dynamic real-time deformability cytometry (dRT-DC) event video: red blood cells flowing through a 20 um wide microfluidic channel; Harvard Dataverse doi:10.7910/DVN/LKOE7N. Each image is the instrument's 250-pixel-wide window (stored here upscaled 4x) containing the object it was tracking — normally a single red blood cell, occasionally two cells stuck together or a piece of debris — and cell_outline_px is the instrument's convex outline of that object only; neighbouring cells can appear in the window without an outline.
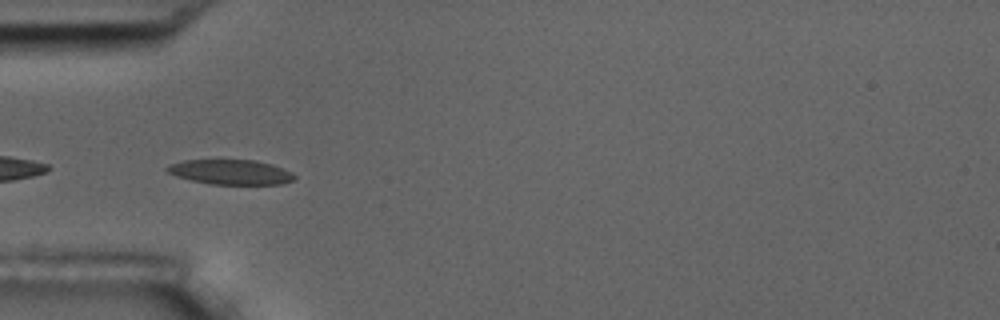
{"species": "common noctule bat (a hibernating species)", "species_latin": "Nyctalus noctula", "temperature_condition": "room temperature", "stored_images_in_passage": 6, "camera_frame_rate_fps": 3000, "um_per_image_px": 0.085, "animal": {"sex": "male", "body_mass_g": 17.5, "forearm_length_mm": 52.3}, "frame": {"image": 1, "passage_image": 5, "time_ms": 4.667, "image_size_px": [1000, 320], "cell_outline_px": [[296, 176], [292, 180], [280, 184], [208, 184], [176, 176], [168, 172], [164, 168], [172, 164], [184, 160], [256, 160], [272, 164], [292, 172]], "centroid_in_image_um": [19.61, 14.62], "position_along_channel_um": 65.4, "area_um2": 18.32}}